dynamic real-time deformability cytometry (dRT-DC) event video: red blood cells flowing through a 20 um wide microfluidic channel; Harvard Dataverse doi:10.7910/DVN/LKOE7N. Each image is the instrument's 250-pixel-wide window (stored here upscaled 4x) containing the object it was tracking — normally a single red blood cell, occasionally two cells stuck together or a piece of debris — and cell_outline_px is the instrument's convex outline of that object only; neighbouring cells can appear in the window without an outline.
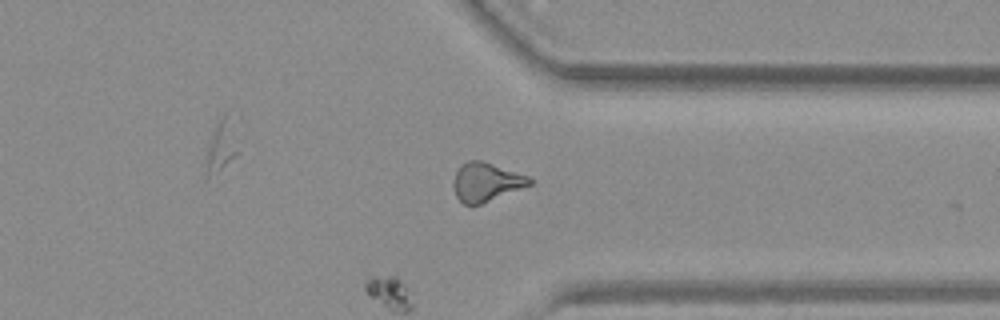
{"species": "common noctule bat (a hibernating species)", "species_latin": "Nyctalus noctula", "temperature_condition": "warm", "stored_images_in_passage": 39, "camera_frame_rate_fps": 3000, "um_per_image_px": 0.085, "animal": {"sex": "female", "body_mass_g": 19.3, "forearm_length_mm": 54.1}, "frame": {"image": 1, "passage_image": 39, "time_ms": 12.667, "image_size_px": [1000, 320], "cell_outline_px": [[532, 184], [472, 208], [464, 204], [456, 196], [452, 184], [452, 180], [456, 172], [468, 160], [480, 160], [528, 176], [532, 180]], "centroid_in_image_um": [41.29, 15.51], "position_along_channel_um": 370.1, "area_um2": 17.17}}